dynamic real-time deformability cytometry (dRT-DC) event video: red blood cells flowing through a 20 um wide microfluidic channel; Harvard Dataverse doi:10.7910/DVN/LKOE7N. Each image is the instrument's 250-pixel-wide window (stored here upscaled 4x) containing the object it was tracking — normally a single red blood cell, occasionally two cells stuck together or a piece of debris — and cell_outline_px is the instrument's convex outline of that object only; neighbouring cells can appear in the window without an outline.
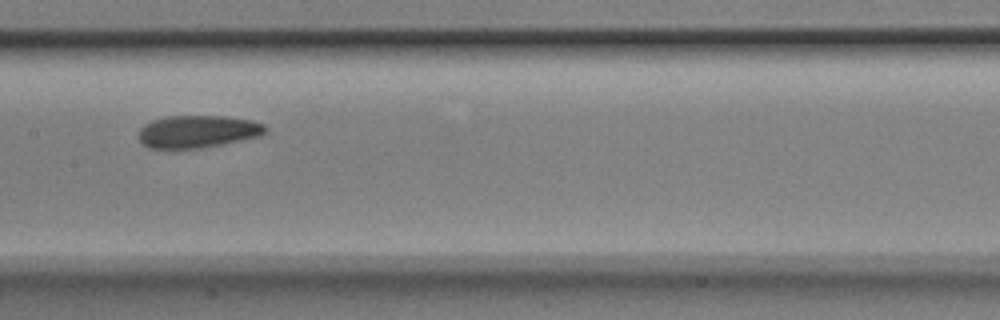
{"species": "Egyptian fruit bat (a non-hibernating species)", "species_latin": "Rousettus aegyptiacus", "temperature_condition": "room temperature", "stored_images_in_passage": 7, "camera_frame_rate_fps": 3000, "um_per_image_px": 0.085, "animal": {"sex": "male"}, "frame": {"image": 1, "passage_image": 7, "time_ms": 2.0, "image_size_px": [1000, 320], "cell_outline_px": [[268, 132], [260, 136], [224, 144], [204, 148], [176, 152], [148, 148], [140, 140], [140, 128], [144, 124], [152, 120], [168, 116], [224, 116], [248, 120], [264, 124], [268, 128]], "centroid_in_image_um": [16.77, 11.23], "position_along_channel_um": 190.6, "area_um2": 24.8}}